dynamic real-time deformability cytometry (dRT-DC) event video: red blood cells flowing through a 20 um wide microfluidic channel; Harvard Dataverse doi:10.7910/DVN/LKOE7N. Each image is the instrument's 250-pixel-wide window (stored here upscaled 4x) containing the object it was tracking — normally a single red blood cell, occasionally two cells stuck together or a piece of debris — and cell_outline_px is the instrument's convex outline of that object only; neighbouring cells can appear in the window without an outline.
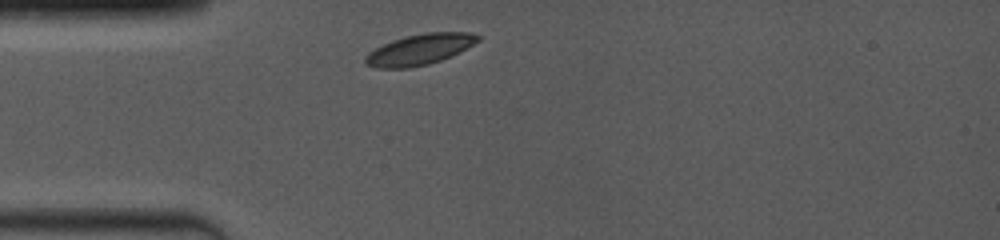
{"species": "common noctule bat (a hibernating species)", "species_latin": "Nyctalus noctula", "temperature_condition": "room temperature", "stored_images_in_passage": 3, "camera_frame_rate_fps": 4000, "um_per_image_px": 0.085, "animal": {"sex": "female", "body_mass_g": 19.0, "forearm_length_mm": 53.3}, "frame": {"image": 1, "passage_image": 1, "time_ms": 0.0, "image_size_px": [1000, 240], "cell_outline_px": [[480, 40], [440, 60], [428, 64], [408, 68], [376, 68], [364, 64], [364, 56], [368, 52], [392, 40], [424, 32], [468, 32], [480, 36]], "centroid_in_image_um": [35.6, 4.21], "position_along_channel_um": 49.4, "area_um2": 19.83}}
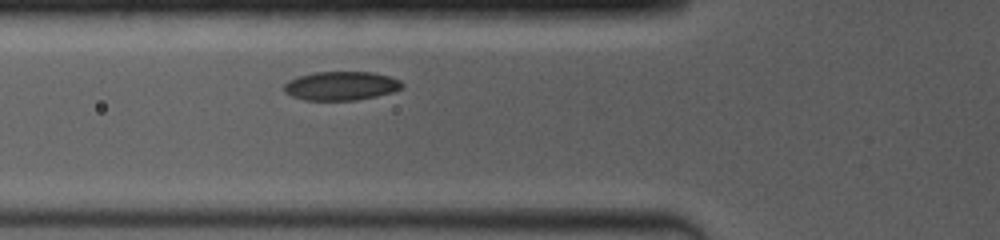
{"frame": {"image": 2, "passage_image": 3, "time_ms": 1.5, "image_size_px": [1000, 240], "cell_outline_px": [[404, 88], [392, 92], [376, 96], [356, 100], [304, 100], [292, 96], [284, 92], [284, 84], [288, 80], [300, 76], [316, 72], [372, 72], [388, 76], [400, 80], [404, 84]], "centroid_in_image_um": [29.0, 7.3], "position_along_channel_um": 96.8, "area_um2": 19.83}}